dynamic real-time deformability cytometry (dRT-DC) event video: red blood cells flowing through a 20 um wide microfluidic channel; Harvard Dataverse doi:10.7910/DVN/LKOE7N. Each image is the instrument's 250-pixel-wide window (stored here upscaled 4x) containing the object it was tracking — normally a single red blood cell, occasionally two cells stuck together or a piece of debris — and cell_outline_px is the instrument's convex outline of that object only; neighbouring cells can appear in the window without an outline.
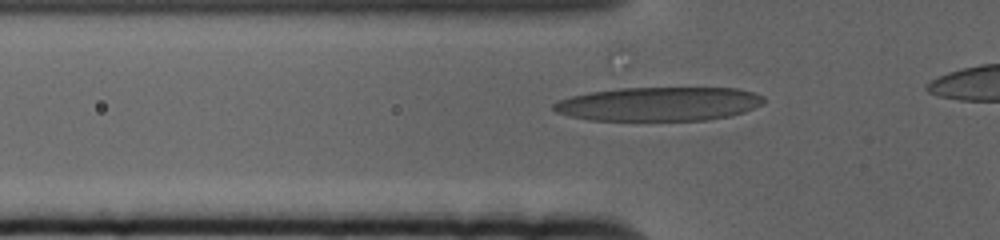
{"species": "human", "species_latin": "Homo sapiens", "temperature_condition": "cold", "stored_images_in_passage": 37, "camera_frame_rate_fps": 3000, "um_per_image_px": 0.085, "donor": {"sex": "female"}, "frame": {"image": 1, "passage_image": 5, "time_ms": 1.333, "image_size_px": [1000, 240], "cell_outline_px": [[764, 104], [744, 112], [728, 116], [708, 120], [588, 120], [556, 112], [552, 108], [552, 104], [556, 100], [588, 92], [620, 88], [736, 88], [752, 92], [764, 96]], "centroid_in_image_um": [56.0, 8.83], "position_along_channel_um": 69.8, "area_um2": 41.62}}
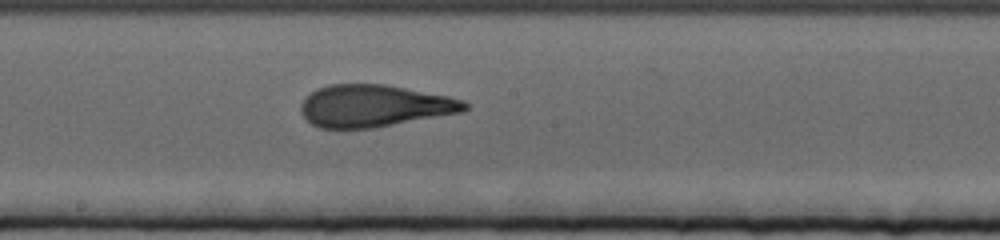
{"frame": {"image": 2, "passage_image": 18, "time_ms": 5.667, "image_size_px": [1000, 240], "cell_outline_px": [[468, 108], [464, 112], [376, 128], [320, 128], [312, 124], [304, 116], [300, 108], [300, 104], [316, 88], [328, 84], [384, 84], [448, 96], [464, 100], [468, 104]], "centroid_in_image_um": [31.84, 9.0], "position_along_channel_um": 216.4, "area_um2": 40.29}}
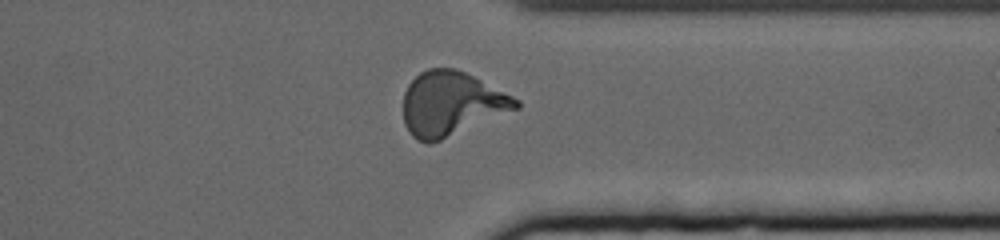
{"frame": {"image": 3, "passage_image": 32, "time_ms": 10.333, "image_size_px": [1000, 240], "cell_outline_px": [[520, 108], [440, 140], [428, 144], [416, 140], [408, 132], [404, 124], [404, 92], [408, 84], [420, 72], [428, 68], [456, 68], [520, 100]], "centroid_in_image_um": [38.33, 8.83], "position_along_channel_um": 373.1, "area_um2": 41.91}}